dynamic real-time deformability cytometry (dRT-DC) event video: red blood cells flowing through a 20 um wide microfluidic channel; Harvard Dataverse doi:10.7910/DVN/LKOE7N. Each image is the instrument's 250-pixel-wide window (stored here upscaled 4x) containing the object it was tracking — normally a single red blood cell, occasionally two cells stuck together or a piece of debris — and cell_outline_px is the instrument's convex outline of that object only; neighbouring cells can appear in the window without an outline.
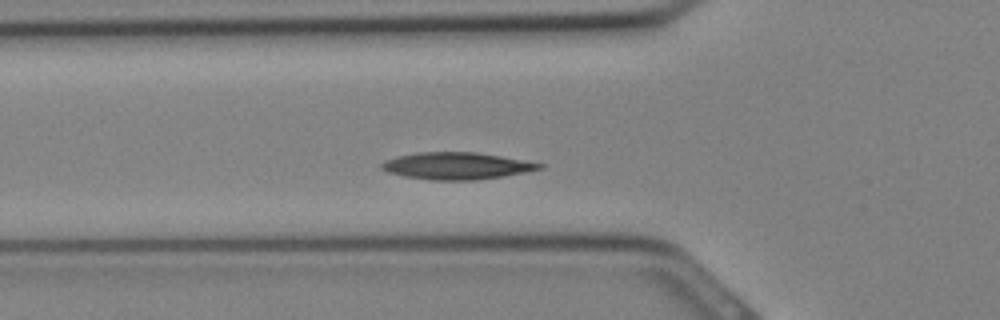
{"species": "Egyptian fruit bat (a non-hibernating species)", "species_latin": "Rousettus aegyptiacus", "temperature_condition": "cold", "stored_images_in_passage": 30, "camera_frame_rate_fps": 3000, "um_per_image_px": 0.085, "animal": {"sex": "female"}, "frame": {"image": 1, "passage_image": 8, "time_ms": 2.333, "image_size_px": [1000, 320], "cell_outline_px": [[544, 168], [528, 172], [504, 176], [472, 180], [432, 180], [404, 176], [388, 172], [380, 168], [380, 164], [384, 160], [396, 156], [420, 152], [476, 152], [500, 156], [544, 164]], "centroid_in_image_um": [38.8, 14.1], "position_along_channel_um": 87.0, "area_um2": 24.8}}
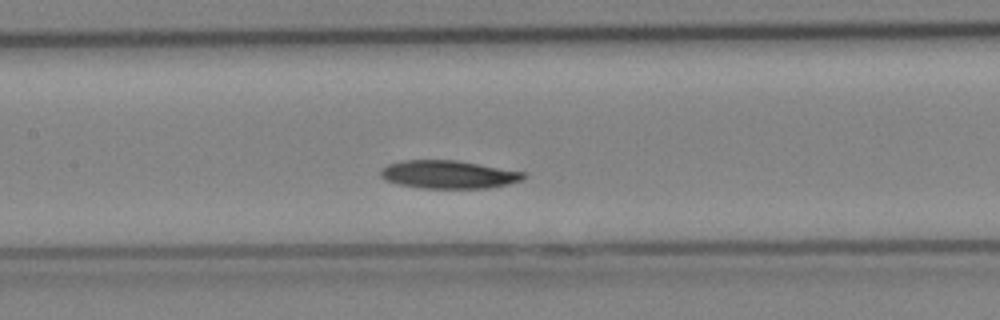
{"frame": {"image": 2, "passage_image": 12, "time_ms": 3.667, "image_size_px": [1000, 320], "cell_outline_px": [[528, 176], [520, 180], [508, 184], [488, 188], [424, 188], [400, 184], [388, 180], [380, 176], [380, 172], [388, 164], [404, 160], [456, 160], [528, 172]], "centroid_in_image_um": [38.2, 14.82], "position_along_channel_um": 169.2, "area_um2": 23.29}}
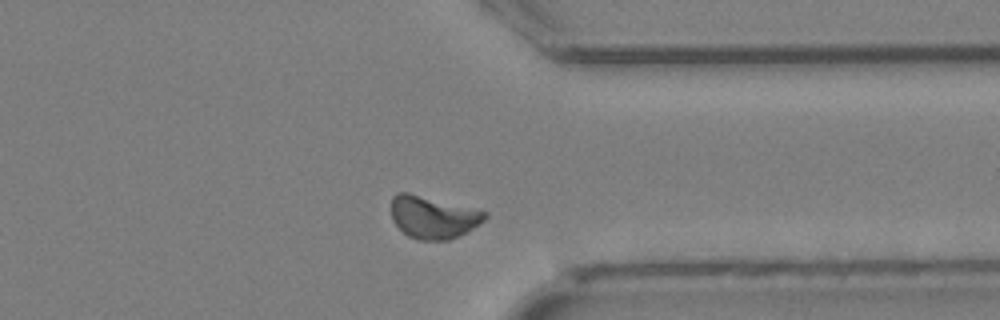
{"frame": {"image": 3, "passage_image": 22, "time_ms": 7.0, "image_size_px": [1000, 320], "cell_outline_px": [[488, 216], [480, 224], [448, 240], [420, 240], [408, 236], [392, 220], [392, 196], [396, 192], [408, 192], [488, 212]], "centroid_in_image_um": [36.79, 18.45], "position_along_channel_um": 374.6, "area_um2": 22.89}}